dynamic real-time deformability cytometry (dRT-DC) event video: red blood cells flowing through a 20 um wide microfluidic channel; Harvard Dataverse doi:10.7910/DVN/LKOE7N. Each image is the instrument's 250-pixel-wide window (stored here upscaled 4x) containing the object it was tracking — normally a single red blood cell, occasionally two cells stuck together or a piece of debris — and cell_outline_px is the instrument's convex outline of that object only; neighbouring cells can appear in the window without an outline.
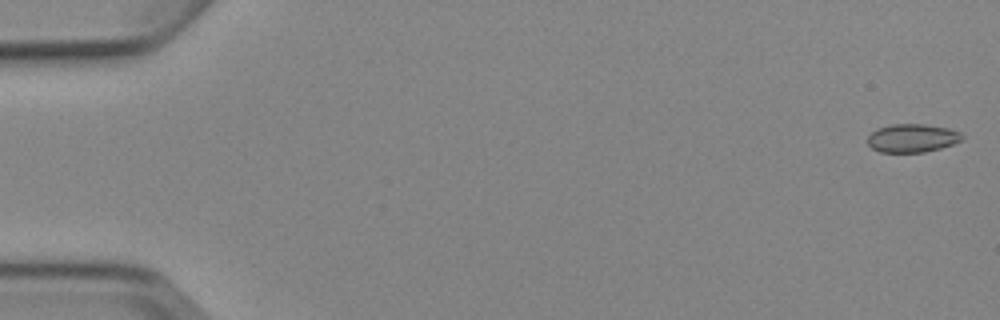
{"species": "Egyptian fruit bat (a non-hibernating species)", "species_latin": "Rousettus aegyptiacus", "temperature_condition": "cold", "stored_images_in_passage": 5, "camera_frame_rate_fps": 3000, "um_per_image_px": 0.085, "animal": {"sex": "female"}, "frame": {"image": 1, "passage_image": 1, "time_ms": 0.0, "image_size_px": [1000, 320], "cell_outline_px": [[964, 140], [940, 148], [924, 152], [880, 152], [872, 148], [868, 144], [868, 136], [876, 128], [892, 124], [924, 124], [948, 128], [960, 132], [964, 136]], "centroid_in_image_um": [77.55, 11.73], "position_along_channel_um": 7.5, "area_um2": 15.66}}
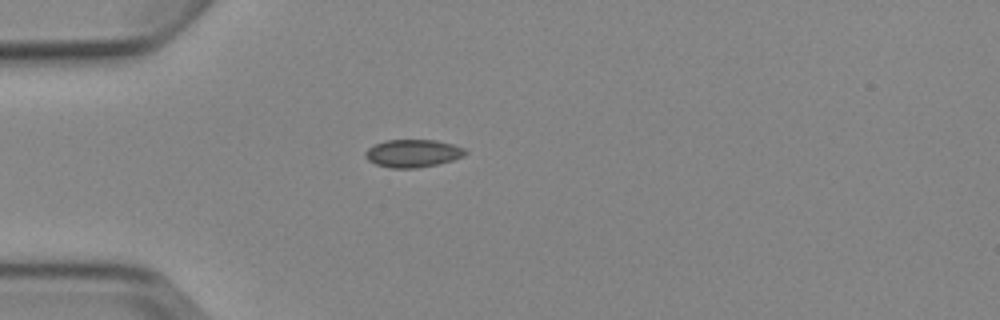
{"frame": {"image": 2, "passage_image": 5, "time_ms": 4.667, "image_size_px": [1000, 320], "cell_outline_px": [[468, 152], [464, 156], [452, 160], [436, 164], [416, 168], [392, 168], [376, 164], [368, 160], [364, 156], [364, 152], [368, 148], [384, 140], [436, 140], [452, 144], [464, 148]], "centroid_in_image_um": [35.08, 13.03], "position_along_channel_um": 49.9, "area_um2": 16.13}}